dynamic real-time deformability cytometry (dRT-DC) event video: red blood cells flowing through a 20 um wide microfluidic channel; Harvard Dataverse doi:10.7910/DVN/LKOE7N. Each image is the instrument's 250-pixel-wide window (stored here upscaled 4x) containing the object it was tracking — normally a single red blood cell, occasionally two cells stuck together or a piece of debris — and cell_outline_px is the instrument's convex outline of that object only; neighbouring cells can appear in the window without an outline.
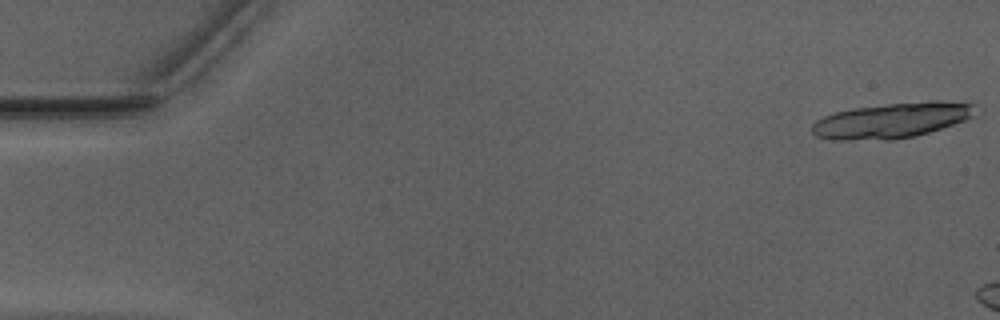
{"species": "Egyptian fruit bat (a non-hibernating species)", "species_latin": "Rousettus aegyptiacus", "temperature_condition": "warm", "stored_images_in_passage": 6, "camera_frame_rate_fps": 3000, "um_per_image_px": 0.085, "animal": {"sex": "male"}, "frame": {"image": 1, "passage_image": 1, "time_ms": 0.0, "image_size_px": [1000, 320], "cell_outline_px": [[976, 104], [972, 116], [964, 120], [916, 136], [892, 140], [832, 140], [816, 136], [812, 132], [812, 124], [816, 120], [824, 116], [836, 112], [852, 108], [888, 104], [928, 100], [944, 100]], "centroid_in_image_um": [75.78, 10.23], "position_along_channel_um": 9.2, "area_um2": 33.7}}